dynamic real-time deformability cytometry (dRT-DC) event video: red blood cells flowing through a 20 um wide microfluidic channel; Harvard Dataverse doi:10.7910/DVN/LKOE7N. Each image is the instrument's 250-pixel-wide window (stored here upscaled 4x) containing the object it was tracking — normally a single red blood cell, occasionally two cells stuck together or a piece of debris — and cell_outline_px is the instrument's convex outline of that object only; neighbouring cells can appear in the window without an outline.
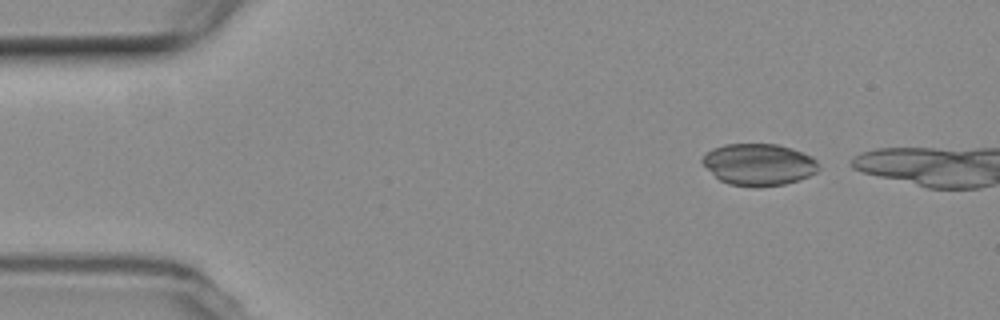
{"species": "common noctule bat (a hibernating species)", "species_latin": "Nyctalus noctula", "temperature_condition": "room temperature", "stored_images_in_passage": 4, "camera_frame_rate_fps": 3000, "um_per_image_px": 0.085, "animal": {"sex": "female", "body_mass_g": 19.3, "forearm_length_mm": 54.1}, "frame": {"image": 1, "passage_image": 1, "time_ms": 0.0, "image_size_px": [1000, 320], "cell_outline_px": [[820, 168], [816, 172], [808, 176], [784, 184], [760, 188], [752, 188], [728, 184], [720, 180], [700, 160], [712, 148], [724, 144], [776, 144], [792, 148], [812, 156], [820, 164]], "centroid_in_image_um": [64.52, 13.99], "position_along_channel_um": 20.5, "area_um2": 28.44}}